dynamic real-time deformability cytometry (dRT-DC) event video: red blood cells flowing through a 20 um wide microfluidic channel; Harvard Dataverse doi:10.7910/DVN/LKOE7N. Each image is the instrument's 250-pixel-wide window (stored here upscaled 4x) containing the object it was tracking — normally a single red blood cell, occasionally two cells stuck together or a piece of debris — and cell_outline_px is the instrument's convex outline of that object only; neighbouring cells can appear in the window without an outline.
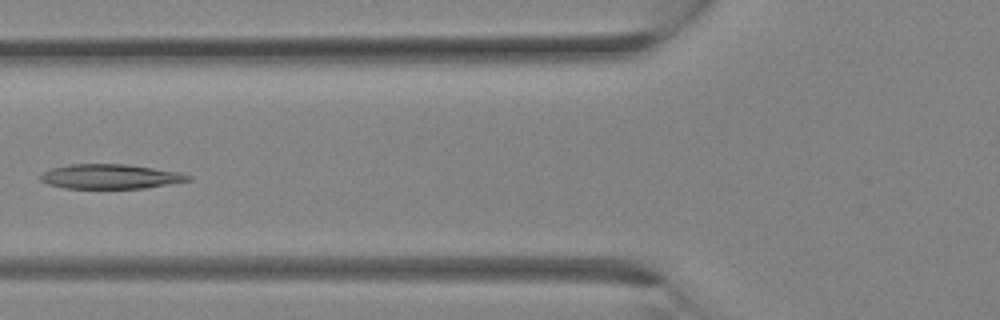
{"species": "Egyptian fruit bat (a non-hibernating species)", "species_latin": "Rousettus aegyptiacus", "temperature_condition": "room temperature", "stored_images_in_passage": 19, "camera_frame_rate_fps": 3000, "um_per_image_px": 0.085, "animal": {"sex": "female"}, "frame": {"image": 1, "passage_image": 12, "time_ms": 3.667, "image_size_px": [1000, 320], "cell_outline_px": [[192, 180], [144, 188], [64, 188], [48, 184], [40, 180], [40, 176], [44, 172], [52, 168], [68, 164], [128, 164], [180, 172], [192, 176]], "centroid_in_image_um": [9.39, 15.0], "position_along_channel_um": 116.4, "area_um2": 21.15}}
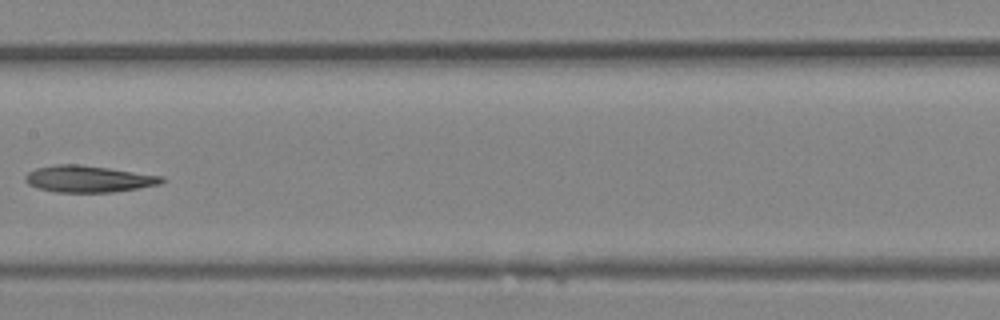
{"frame": {"image": 2, "passage_image": 16, "time_ms": 5.0, "image_size_px": [1000, 320], "cell_outline_px": [[164, 180], [160, 184], [112, 192], [56, 192], [40, 188], [28, 184], [24, 180], [24, 176], [28, 172], [36, 168], [56, 164], [80, 164], [164, 176]], "centroid_in_image_um": [7.49, 15.2], "position_along_channel_um": 199.9, "area_um2": 21.04}}
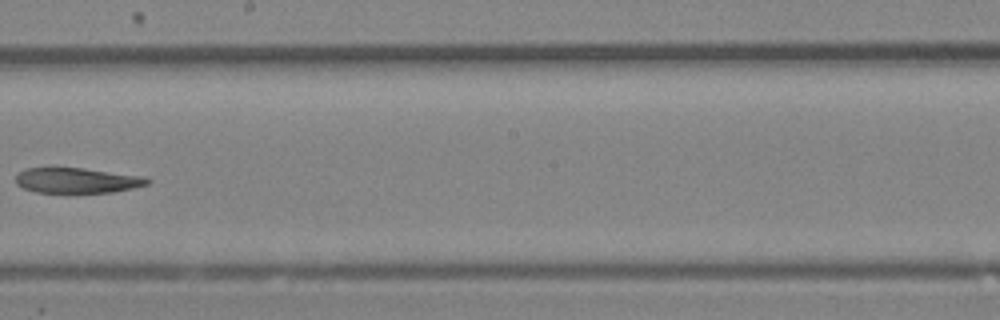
{"frame": {"image": 3, "passage_image": 18, "time_ms": 5.667, "image_size_px": [1000, 320], "cell_outline_px": [[152, 180], [148, 184], [132, 188], [112, 192], [36, 192], [24, 188], [16, 184], [16, 176], [24, 168], [84, 168], [144, 176]], "centroid_in_image_um": [6.57, 15.33], "position_along_channel_um": 241.6, "area_um2": 19.25}}